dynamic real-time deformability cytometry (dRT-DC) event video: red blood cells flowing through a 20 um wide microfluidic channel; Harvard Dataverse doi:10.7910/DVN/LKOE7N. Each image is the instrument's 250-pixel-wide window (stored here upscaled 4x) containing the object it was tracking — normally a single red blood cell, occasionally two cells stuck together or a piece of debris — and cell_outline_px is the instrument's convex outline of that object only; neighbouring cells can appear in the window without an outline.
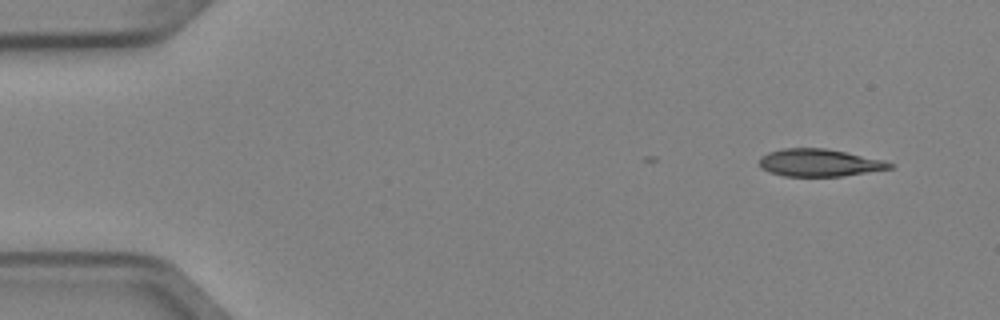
{"species": "Egyptian fruit bat (a non-hibernating species)", "species_latin": "Rousettus aegyptiacus", "temperature_condition": "cold", "stored_images_in_passage": 4, "camera_frame_rate_fps": 3000, "um_per_image_px": 0.085, "animal": {"sex": "female"}, "frame": {"image": 1, "passage_image": 1, "time_ms": 0.0, "image_size_px": [1000, 320], "cell_outline_px": [[896, 164], [892, 168], [844, 176], [784, 176], [768, 172], [760, 168], [760, 156], [768, 152], [784, 148], [824, 148], [884, 160]], "centroid_in_image_um": [69.63, 13.84], "position_along_channel_um": 15.4, "area_um2": 20.87}}
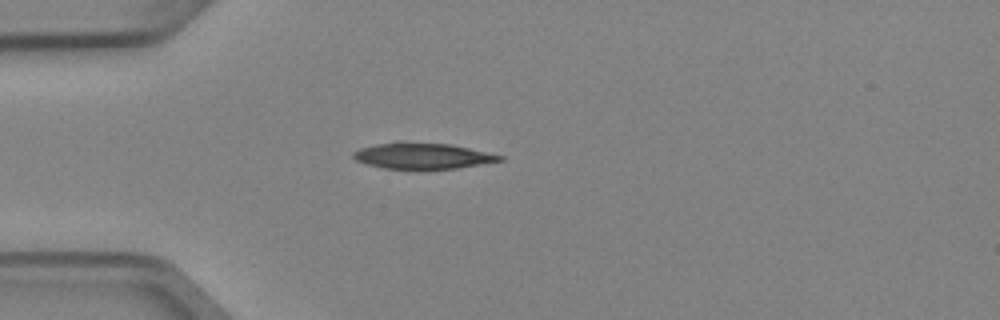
{"frame": {"image": 2, "passage_image": 4, "time_ms": 1.0, "image_size_px": [1000, 320], "cell_outline_px": [[504, 160], [456, 168], [420, 172], [384, 168], [368, 164], [356, 160], [352, 156], [352, 152], [360, 148], [376, 144], [396, 140], [400, 140], [452, 144], [504, 156]], "centroid_in_image_um": [35.88, 13.26], "position_along_channel_um": 49.1, "area_um2": 23.29}}